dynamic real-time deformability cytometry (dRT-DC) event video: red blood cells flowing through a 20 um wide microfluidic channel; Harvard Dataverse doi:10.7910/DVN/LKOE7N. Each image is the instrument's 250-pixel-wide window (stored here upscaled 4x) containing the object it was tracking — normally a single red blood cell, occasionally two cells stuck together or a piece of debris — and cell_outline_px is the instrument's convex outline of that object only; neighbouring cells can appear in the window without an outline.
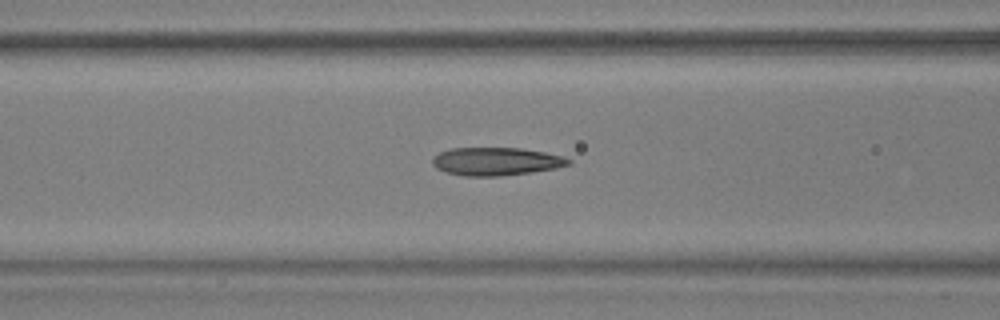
{"species": "common noctule bat (a hibernating species)", "species_latin": "Nyctalus noctula", "temperature_condition": "warm", "stored_images_in_passage": 46, "camera_frame_rate_fps": 3000, "um_per_image_px": 0.085, "animal": {"sex": "male", "body_mass_g": 17.9, "forearm_length_mm": 54.2}, "frame": {"image": 1, "passage_image": 20, "time_ms": 6.333, "image_size_px": [1000, 320], "cell_outline_px": [[572, 164], [556, 168], [532, 172], [500, 176], [464, 176], [444, 172], [436, 168], [432, 164], [432, 156], [448, 148], [520, 148], [544, 152], [564, 156], [572, 160]], "centroid_in_image_um": [42.15, 13.72], "position_along_channel_um": 124.4, "area_um2": 22.48}}
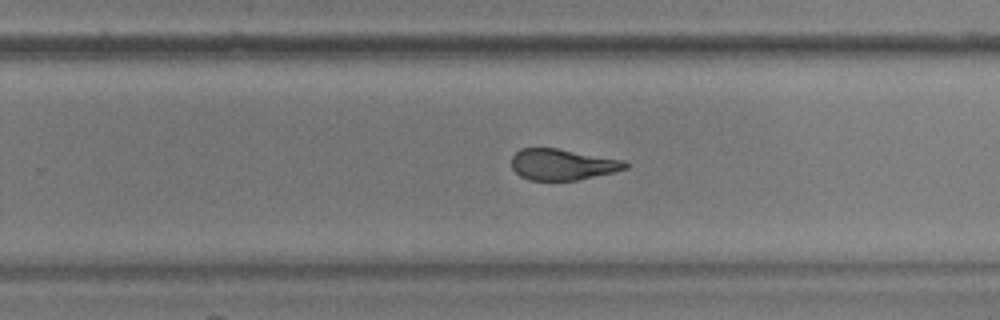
{"frame": {"image": 2, "passage_image": 33, "time_ms": 10.667, "image_size_px": [1000, 320], "cell_outline_px": [[628, 168], [612, 172], [576, 180], [528, 180], [520, 176], [512, 168], [512, 156], [520, 148], [556, 148], [624, 160], [628, 164]], "centroid_in_image_um": [47.78, 13.98], "position_along_channel_um": 282.0, "area_um2": 20.46}}
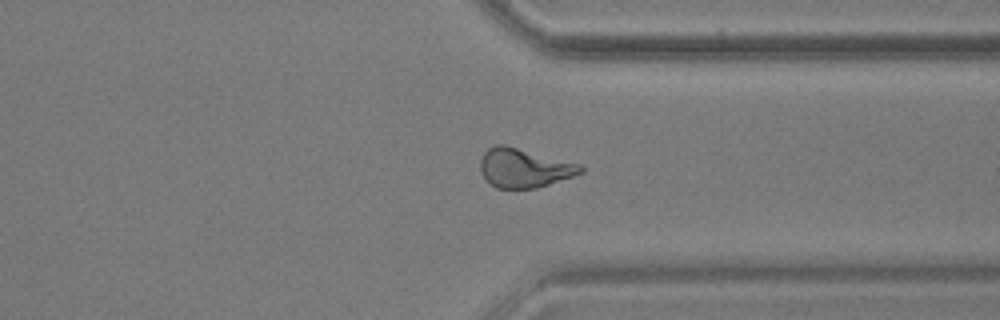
{"frame": {"image": 3, "passage_image": 40, "time_ms": 13.0, "image_size_px": [1000, 320], "cell_outline_px": [[584, 172], [536, 188], [496, 188], [480, 172], [480, 160], [484, 152], [488, 148], [496, 144], [504, 144], [580, 164], [584, 168]], "centroid_in_image_um": [44.53, 14.26], "position_along_channel_um": 366.9, "area_um2": 22.6}, "authors_computed_cell_mechanics": {"area_um2": 21.7328, "velocity_mm_per_s": 3.6422, "shape_relaxation_time_tau1_ms": 7.1937, "shape_relaxation_time_tau2_ms": 2.0318, "deformation_change_tau1": 0.2438, "deformation_change_tau2": 0.1187}}